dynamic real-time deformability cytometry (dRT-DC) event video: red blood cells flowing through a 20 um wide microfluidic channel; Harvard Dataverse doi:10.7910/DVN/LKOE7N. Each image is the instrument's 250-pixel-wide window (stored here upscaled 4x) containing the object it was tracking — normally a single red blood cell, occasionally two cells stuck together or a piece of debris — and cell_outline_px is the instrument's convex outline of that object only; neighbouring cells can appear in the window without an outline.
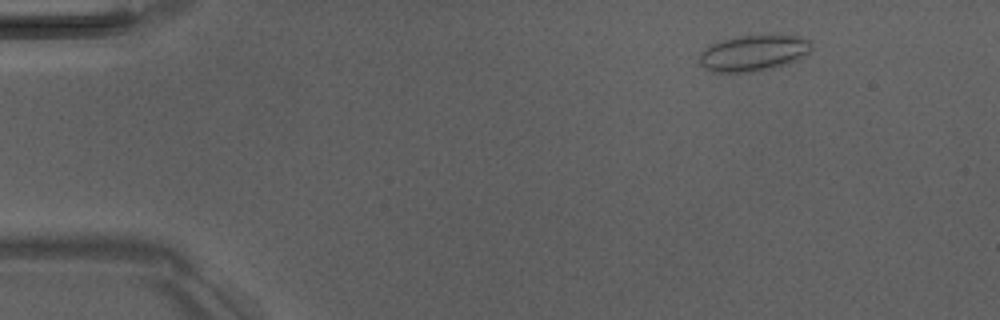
{"species": "Egyptian fruit bat (a non-hibernating species)", "species_latin": "Rousettus aegyptiacus", "temperature_condition": "room temperature", "stored_images_in_passage": 4, "camera_frame_rate_fps": 3000, "um_per_image_px": 0.085, "animal": {"sex": "male"}, "frame": {"image": 1, "passage_image": 1, "time_ms": 0.0, "image_size_px": [1000, 320], "cell_outline_px": [[812, 48], [800, 60], [788, 64], [760, 72], [712, 72], [704, 68], [700, 64], [700, 52], [708, 44], [740, 36], [800, 36], [812, 40]], "centroid_in_image_um": [64.07, 4.53], "position_along_channel_um": 20.9, "area_um2": 23.81}}